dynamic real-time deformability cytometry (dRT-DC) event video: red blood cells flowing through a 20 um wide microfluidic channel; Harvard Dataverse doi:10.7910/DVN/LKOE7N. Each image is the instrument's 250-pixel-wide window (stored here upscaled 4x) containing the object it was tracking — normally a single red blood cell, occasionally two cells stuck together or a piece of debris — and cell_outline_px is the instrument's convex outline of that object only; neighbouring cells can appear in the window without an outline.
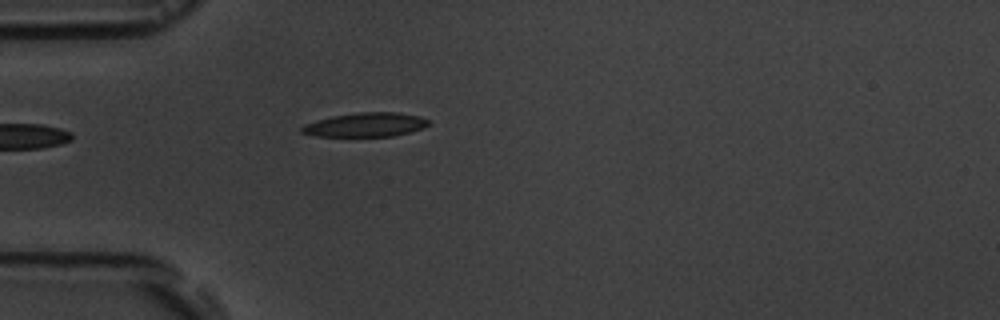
{"species": "common noctule bat (a hibernating species)", "species_latin": "Nyctalus noctula", "temperature_condition": "room temperature", "stored_images_in_passage": 3, "camera_frame_rate_fps": 3000, "um_per_image_px": 0.085, "animal": {"sex": "male", "body_mass_g": 19.5, "forearm_length_mm": 54.6}, "frame": {"image": 1, "passage_image": 3, "time_ms": 2.333, "image_size_px": [1000, 320], "cell_outline_px": [[432, 124], [424, 128], [392, 136], [316, 136], [300, 132], [300, 128], [304, 124], [332, 116], [360, 112], [400, 112], [420, 116], [432, 120]], "centroid_in_image_um": [31.14, 10.59], "position_along_channel_um": 53.9, "area_um2": 17.92}}